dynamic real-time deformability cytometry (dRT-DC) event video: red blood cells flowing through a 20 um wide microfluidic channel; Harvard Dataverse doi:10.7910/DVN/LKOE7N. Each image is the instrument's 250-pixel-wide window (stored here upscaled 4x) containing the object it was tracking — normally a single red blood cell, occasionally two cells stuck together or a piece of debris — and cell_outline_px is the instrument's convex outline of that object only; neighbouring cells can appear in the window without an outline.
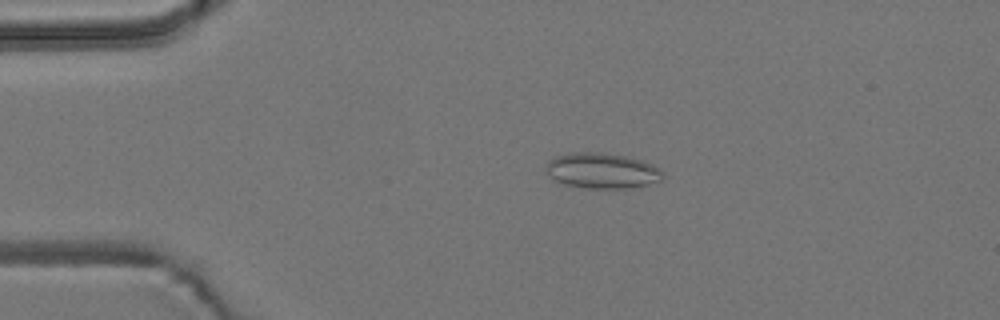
{"species": "common noctule bat (a hibernating species)", "species_latin": "Nyctalus noctula", "temperature_condition": "room temperature", "stored_images_in_passage": 50, "camera_frame_rate_fps": 3000, "um_per_image_px": 0.085, "animal": {"sex": "male", "body_mass_g": 19.2, "forearm_length_mm": 51.8}, "frame": {"image": 1, "passage_image": 6, "time_ms": 1.667, "image_size_px": [1000, 320], "cell_outline_px": [[664, 176], [660, 180], [648, 184], [628, 188], [588, 188], [564, 184], [552, 180], [548, 172], [548, 160], [556, 156], [572, 152], [604, 152], [644, 160], [652, 164], [664, 172]], "centroid_in_image_um": [51.19, 14.5], "position_along_channel_um": 33.8, "area_um2": 24.16}}
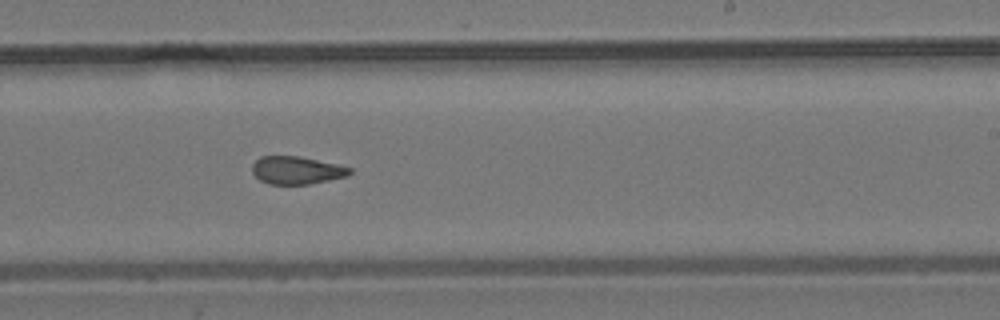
{"frame": {"image": 2, "passage_image": 28, "time_ms": 9.0, "image_size_px": [1000, 320], "cell_outline_px": [[352, 172], [348, 176], [308, 184], [268, 184], [260, 180], [252, 172], [252, 164], [260, 156], [300, 156], [336, 164], [352, 168]], "centroid_in_image_um": [25.2, 14.47], "position_along_channel_um": 263.8, "area_um2": 15.78}}
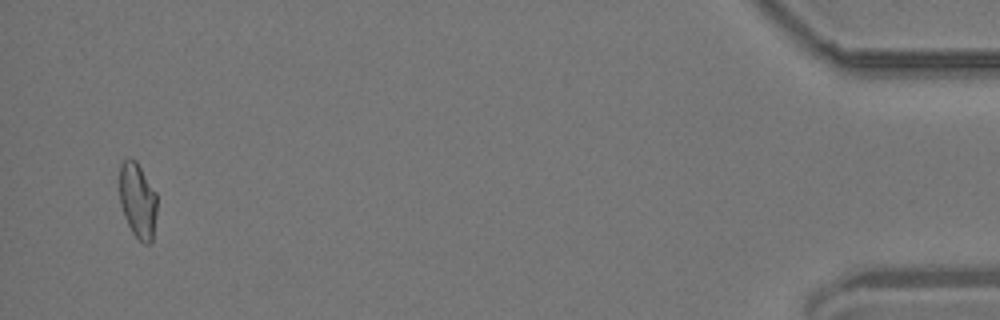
{"frame": {"image": 3, "passage_image": 48, "time_ms": 15.667, "image_size_px": [1000, 320], "cell_outline_px": [[156, 212], [152, 240], [148, 244], [144, 244], [132, 232], [124, 216], [120, 204], [120, 164], [124, 160], [132, 156], [136, 160], [156, 192]], "centroid_in_image_um": [11.69, 17.01], "position_along_channel_um": 423.5, "area_um2": 16.42}, "authors_computed_cell_mechanics": {"area_um2": 16.5886, "velocity_mm_per_s": 3.7053, "shape_relaxation_time_tau1_ms": null, "shape_relaxation_time_tau2_ms": 1.9427, "deformation_change_tau1": null, "deformation_change_tau2": 0.0858}}